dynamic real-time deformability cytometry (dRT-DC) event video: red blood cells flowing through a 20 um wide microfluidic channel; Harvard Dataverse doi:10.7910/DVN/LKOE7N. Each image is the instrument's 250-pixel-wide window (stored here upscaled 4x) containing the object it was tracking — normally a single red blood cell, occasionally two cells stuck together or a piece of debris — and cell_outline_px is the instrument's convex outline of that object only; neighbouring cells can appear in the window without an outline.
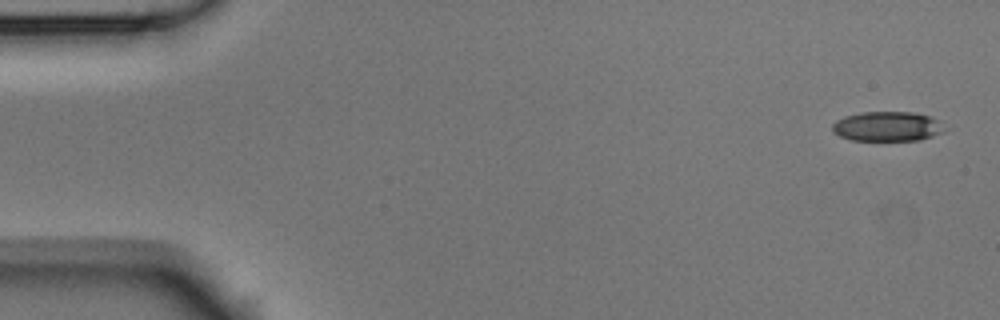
{"species": "Egyptian fruit bat (a non-hibernating species)", "species_latin": "Rousettus aegyptiacus", "temperature_condition": "room temperature", "stored_images_in_passage": 4, "camera_frame_rate_fps": 3000, "um_per_image_px": 0.085, "animal": {"sex": "male"}, "frame": {"image": 1, "passage_image": 1, "time_ms": 0.0, "image_size_px": [1000, 320], "cell_outline_px": [[952, 128], [944, 132], [920, 140], [852, 140], [840, 136], [832, 132], [832, 124], [836, 120], [844, 116], [860, 112], [912, 112], [928, 116]], "centroid_in_image_um": [75.45, 10.74], "position_along_channel_um": 9.5, "area_um2": 19.65}}
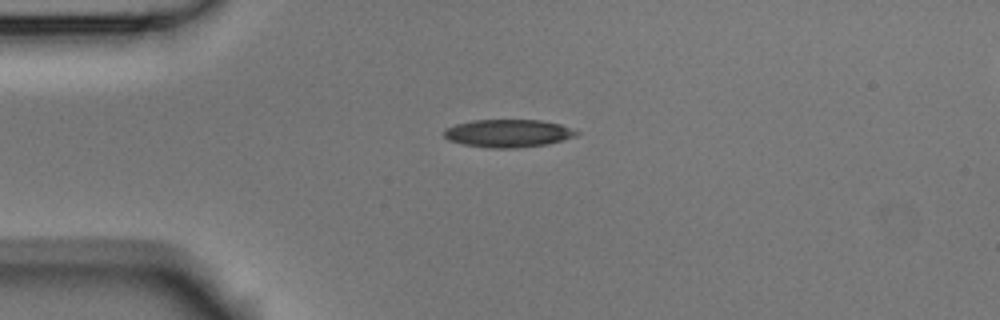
{"frame": {"image": 2, "passage_image": 4, "time_ms": 1.0, "image_size_px": [1000, 320], "cell_outline_px": [[580, 132], [576, 136], [548, 144], [516, 148], [488, 148], [464, 144], [448, 140], [444, 136], [444, 128], [456, 124], [472, 120], [540, 120], [560, 124]], "centroid_in_image_um": [43.17, 11.33], "position_along_channel_um": 41.8, "area_um2": 21.5}}